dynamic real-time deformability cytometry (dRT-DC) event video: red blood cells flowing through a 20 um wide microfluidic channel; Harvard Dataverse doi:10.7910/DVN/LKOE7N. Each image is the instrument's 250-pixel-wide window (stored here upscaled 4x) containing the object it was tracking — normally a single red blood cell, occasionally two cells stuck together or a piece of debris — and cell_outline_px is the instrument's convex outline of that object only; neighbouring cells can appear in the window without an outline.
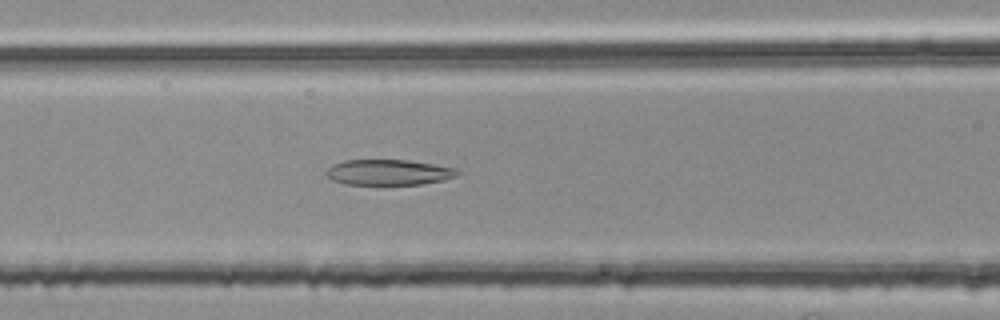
{"species": "common noctule bat (a hibernating species)", "species_latin": "Nyctalus noctula", "temperature_condition": "room temperature", "stored_images_in_passage": 41, "camera_frame_rate_fps": 3000, "um_per_image_px": 0.085, "animal": {"sex": "female", "body_mass_g": 25.1}, "frame": {"image": 1, "passage_image": 13, "time_ms": 4.0, "image_size_px": [1000, 320], "cell_outline_px": [[460, 172], [456, 176], [444, 180], [420, 184], [344, 184], [332, 180], [324, 176], [324, 172], [332, 164], [344, 160], [408, 160], [456, 168]], "centroid_in_image_um": [32.98, 14.64], "position_along_channel_um": 133.6, "area_um2": 19.59}}
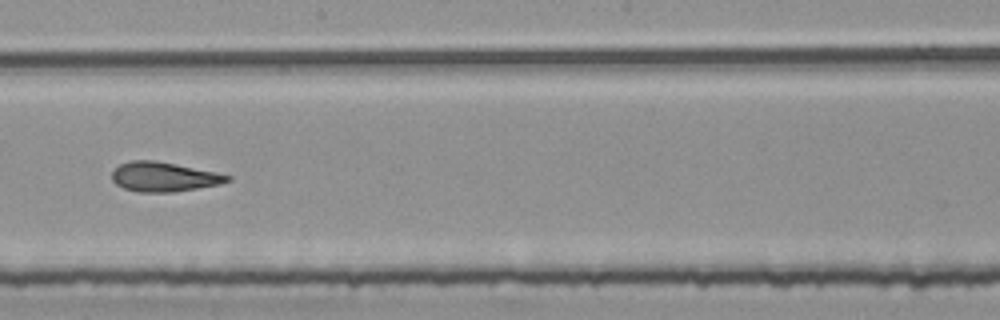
{"frame": {"image": 2, "passage_image": 21, "time_ms": 6.667, "image_size_px": [1000, 320], "cell_outline_px": [[232, 180], [220, 184], [172, 192], [136, 192], [124, 188], [116, 184], [112, 180], [112, 172], [120, 164], [132, 160], [152, 160], [216, 172], [232, 176]], "centroid_in_image_um": [13.92, 15.04], "position_along_channel_um": 234.3, "area_um2": 19.65}}
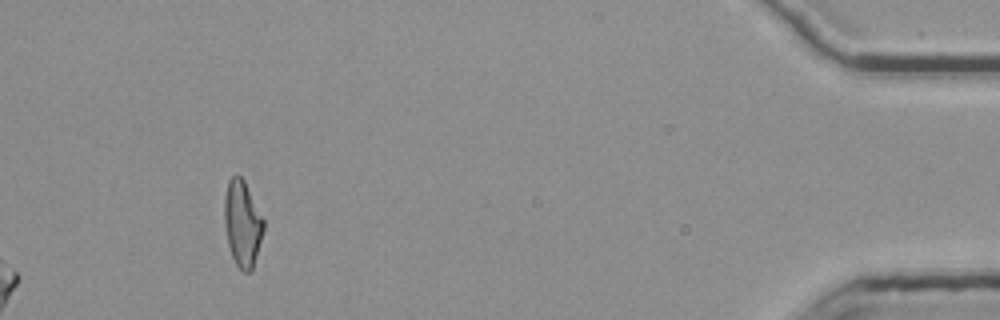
{"frame": {"image": 3, "passage_image": 41, "time_ms": 13.333, "image_size_px": [1000, 320], "cell_outline_px": [[264, 228], [252, 268], [248, 272], [244, 272], [236, 264], [232, 256], [228, 244], [224, 224], [224, 196], [228, 180], [236, 172], [244, 180], [264, 220]], "centroid_in_image_um": [20.58, 18.94], "position_along_channel_um": 414.6, "area_um2": 19.48}, "authors_computed_cell_mechanics": {"area_um2": 19.8254, "velocity_mm_per_s": 3.7698, "shape_relaxation_time_tau1_ms": null, "shape_relaxation_time_tau2_ms": 2.8565, "deformation_change_tau1": null, "deformation_change_tau2": 0.1235}}